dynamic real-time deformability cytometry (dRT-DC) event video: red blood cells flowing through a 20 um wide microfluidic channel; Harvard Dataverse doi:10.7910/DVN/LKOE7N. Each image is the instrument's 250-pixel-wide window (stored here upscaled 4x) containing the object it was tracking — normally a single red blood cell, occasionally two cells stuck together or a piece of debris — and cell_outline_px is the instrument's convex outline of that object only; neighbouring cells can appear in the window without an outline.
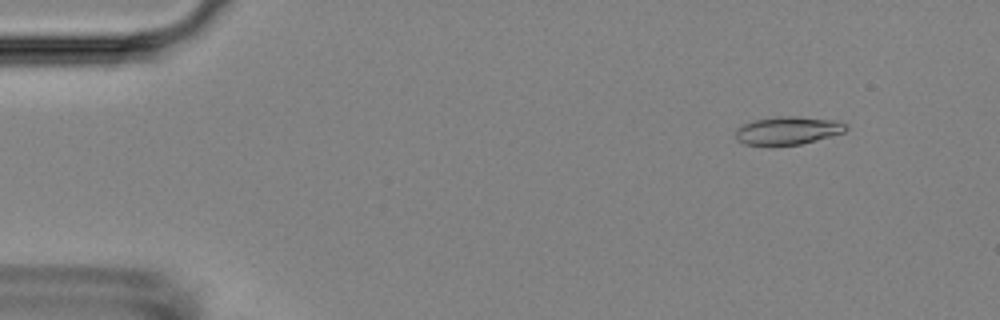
{"species": "Egyptian fruit bat (a non-hibernating species)", "species_latin": "Rousettus aegyptiacus", "temperature_condition": "room temperature", "stored_images_in_passage": 55, "camera_frame_rate_fps": 3000, "um_per_image_px": 0.085, "animal": {"sex": "female"}, "frame": {"image": 1, "passage_image": 6, "time_ms": 1.667, "image_size_px": [1000, 320], "cell_outline_px": [[848, 128], [844, 132], [816, 140], [800, 144], [772, 148], [744, 144], [736, 140], [736, 128], [752, 120], [780, 116], [796, 116], [836, 120], [848, 124]], "centroid_in_image_um": [66.92, 11.13], "position_along_channel_um": 18.1, "area_um2": 18.67}}
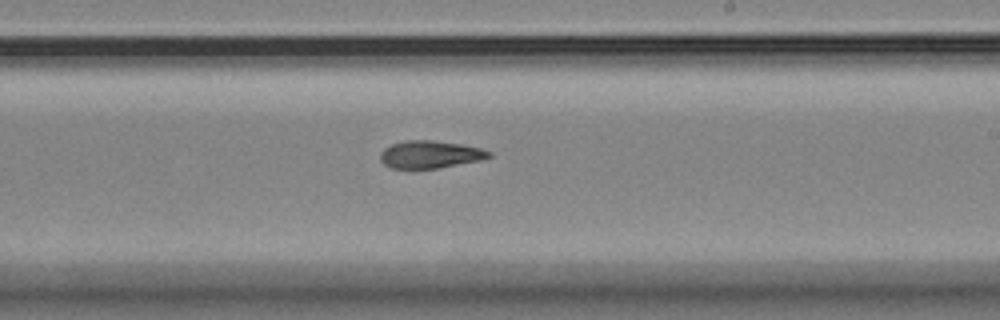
{"frame": {"image": 2, "passage_image": 33, "time_ms": 10.667, "image_size_px": [1000, 320], "cell_outline_px": [[492, 156], [484, 160], [440, 168], [392, 168], [384, 164], [380, 160], [380, 152], [384, 148], [392, 144], [404, 140], [432, 140], [464, 144], [480, 148], [492, 152]], "centroid_in_image_um": [36.6, 13.12], "position_along_channel_um": 252.4, "area_um2": 17.69}}
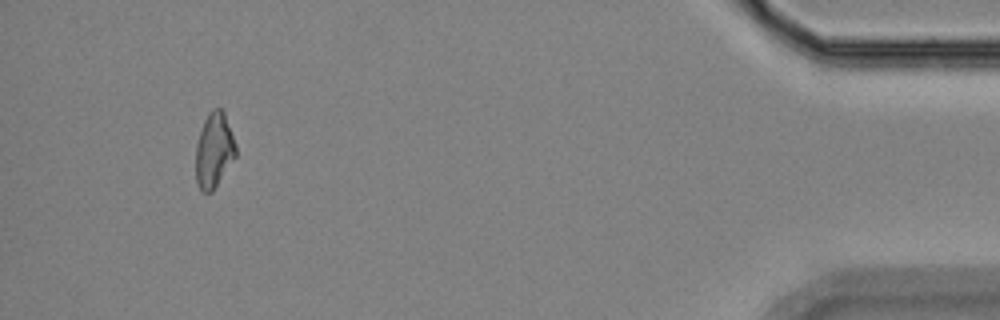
{"frame": {"image": 3, "passage_image": 52, "time_ms": 17.0, "image_size_px": [1000, 320], "cell_outline_px": [[236, 156], [212, 192], [200, 192], [196, 180], [196, 144], [204, 120], [208, 112], [212, 108], [220, 108], [224, 112], [236, 144]], "centroid_in_image_um": [18.19, 12.78], "position_along_channel_um": 417.0, "area_um2": 17.51}, "authors_computed_cell_mechanics": {"area_um2": 17.9758, "velocity_mm_per_s": 3.6347, "shape_relaxation_time_tau1_ms": 5.8215, "shape_relaxation_time_tau2_ms": 8.8976, "deformation_change_tau1": 0.15, "deformation_change_tau2": 0.1812}}